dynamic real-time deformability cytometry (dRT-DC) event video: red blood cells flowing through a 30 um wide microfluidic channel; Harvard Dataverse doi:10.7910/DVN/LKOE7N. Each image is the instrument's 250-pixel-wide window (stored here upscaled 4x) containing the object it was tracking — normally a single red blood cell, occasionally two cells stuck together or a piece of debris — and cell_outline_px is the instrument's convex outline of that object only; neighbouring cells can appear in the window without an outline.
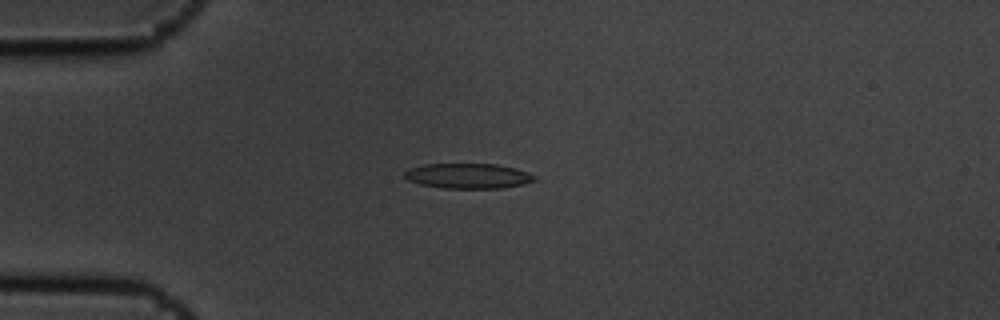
{"species": "common noctule bat (a hibernating species)", "species_latin": "Nyctalus noctula", "temperature_condition": "cold", "stored_images_in_passage": 7, "camera_frame_rate_fps": 3000, "um_per_image_px": 0.085, "animal": {"sex": "male", "body_mass_g": 19.5, "forearm_length_mm": 54.6}, "frame": {"image": 1, "passage_image": 5, "time_ms": 1.333, "image_size_px": [1000, 320], "cell_outline_px": [[536, 180], [524, 184], [500, 188], [444, 188], [420, 184], [408, 180], [404, 176], [404, 172], [408, 168], [424, 164], [496, 164], [516, 168], [528, 172], [536, 176]], "centroid_in_image_um": [39.79, 14.95], "position_along_channel_um": 45.2, "area_um2": 19.07}}
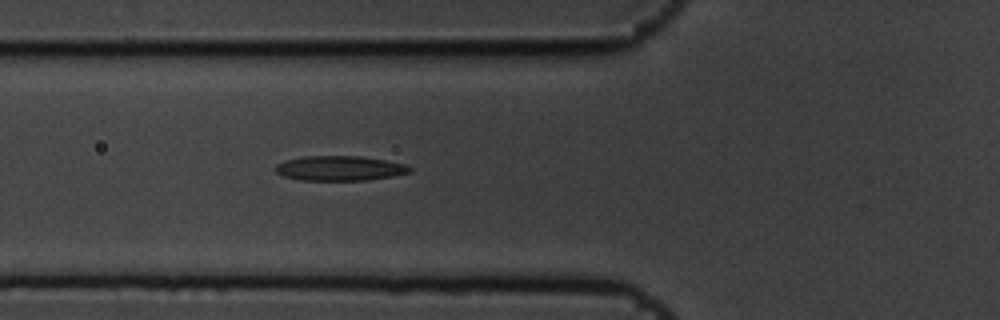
{"frame": {"image": 2, "passage_image": 7, "time_ms": 2.0, "image_size_px": [1000, 320], "cell_outline_px": [[412, 172], [392, 176], [368, 180], [300, 180], [284, 176], [276, 172], [276, 164], [284, 160], [304, 156], [360, 156], [384, 160], [404, 164], [412, 168]], "centroid_in_image_um": [28.87, 14.3], "position_along_channel_um": 96.9, "area_um2": 19.36}}